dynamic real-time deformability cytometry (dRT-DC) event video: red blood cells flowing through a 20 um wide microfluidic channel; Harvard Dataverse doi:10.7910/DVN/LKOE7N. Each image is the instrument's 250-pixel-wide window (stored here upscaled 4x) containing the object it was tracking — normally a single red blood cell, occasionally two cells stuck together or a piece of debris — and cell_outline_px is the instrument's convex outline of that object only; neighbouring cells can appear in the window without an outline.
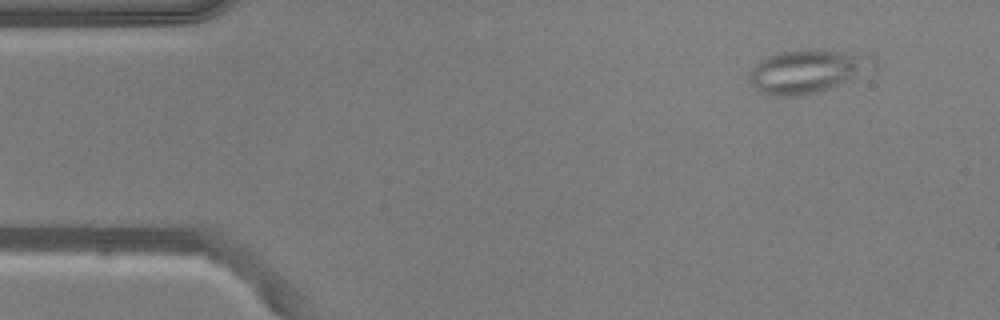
{"species": "common noctule bat (a hibernating species)", "species_latin": "Nyctalus noctula", "temperature_condition": "warm", "stored_images_in_passage": 51, "camera_frame_rate_fps": 3000, "um_per_image_px": 0.085, "animal": {"sex": "male", "body_mass_g": 20.5, "forearm_length_mm": 52.5}, "frame": {"image": 1, "passage_image": 4, "time_ms": 1.0, "image_size_px": [1000, 320], "cell_outline_px": [[876, 68], [832, 88], [804, 96], [776, 96], [760, 92], [748, 80], [748, 72], [760, 60], [776, 52], [804, 48], [828, 48], [876, 56]], "centroid_in_image_um": [68.67, 6.02], "position_along_channel_um": 16.3, "area_um2": 32.48}}
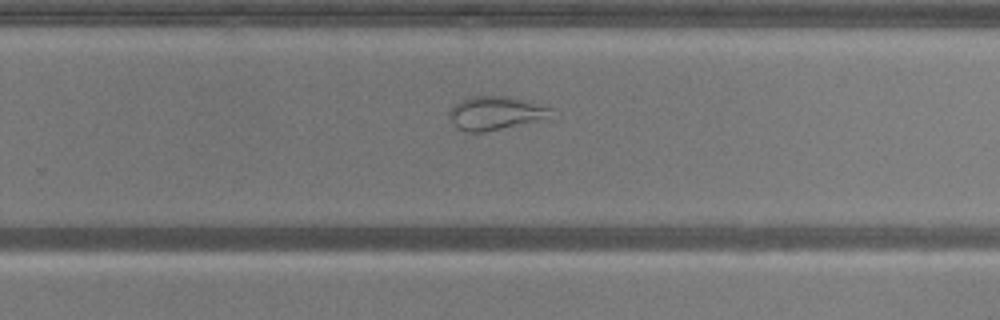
{"frame": {"image": 2, "passage_image": 32, "time_ms": 10.333, "image_size_px": [1000, 320], "cell_outline_px": [[560, 120], [484, 132], [468, 132], [460, 128], [452, 120], [448, 112], [460, 100], [472, 96], [508, 96], [552, 108], [560, 116]], "centroid_in_image_um": [42.4, 9.65], "position_along_channel_um": 287.4, "area_um2": 20.92}}
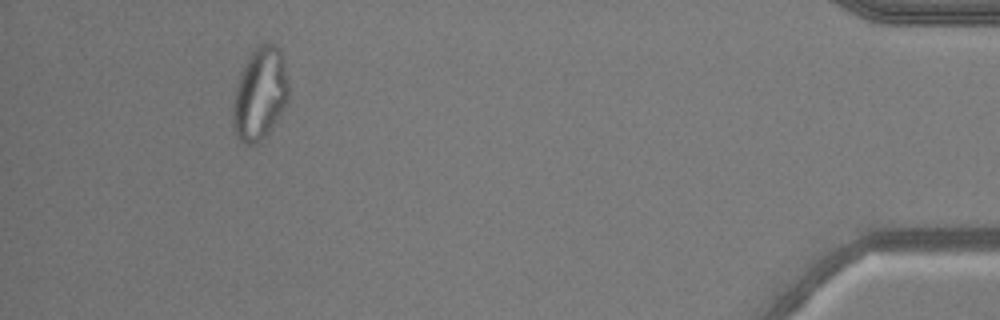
{"frame": {"image": 3, "passage_image": 47, "time_ms": 15.333, "image_size_px": [1000, 320], "cell_outline_px": [[288, 104], [272, 128], [256, 144], [244, 144], [236, 140], [232, 128], [232, 100], [240, 76], [248, 56], [260, 44], [268, 40], [280, 48], [288, 80]], "centroid_in_image_um": [22.08, 8.01], "position_along_channel_um": 413.1, "area_um2": 30.52}, "authors_computed_cell_mechanics": {"area_um2": 28.7266, "velocity_mm_per_s": 3.8662, "shape_relaxation_time_tau1_ms": null, "shape_relaxation_time_tau2_ms": 1.0122, "deformation_change_tau1": null, "deformation_change_tau2": 0.0722}}